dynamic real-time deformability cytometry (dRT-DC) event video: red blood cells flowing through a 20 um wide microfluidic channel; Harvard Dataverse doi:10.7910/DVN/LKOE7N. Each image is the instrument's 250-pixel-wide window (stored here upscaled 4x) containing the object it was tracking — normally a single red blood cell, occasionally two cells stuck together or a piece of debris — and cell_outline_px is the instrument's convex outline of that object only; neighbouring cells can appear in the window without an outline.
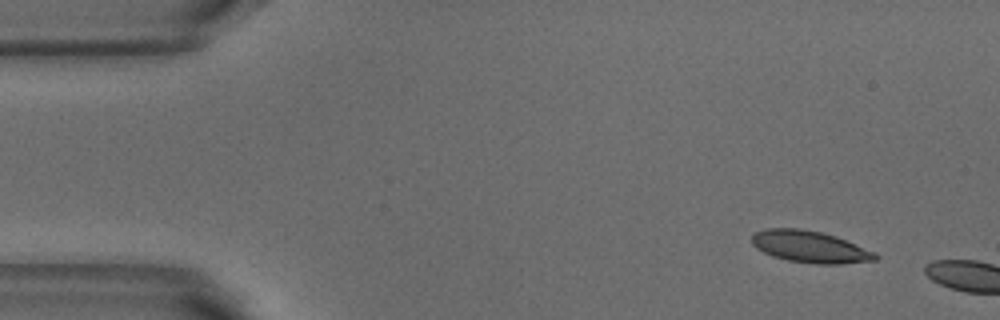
{"species": "common noctule bat (a hibernating species)", "species_latin": "Nyctalus noctula", "temperature_condition": "warm", "stored_images_in_passage": 6, "segment_of_instrument_passage": [1, 2], "camera_frame_rate_fps": 3000, "um_per_image_px": 0.085, "animal": {"sex": "male", "body_mass_g": 18.8}, "frame": {"image": 1, "passage_image": 1, "time_ms": 0.0, "image_size_px": [1000, 320], "cell_outline_px": [[880, 256], [876, 260], [840, 264], [816, 264], [788, 260], [772, 256], [756, 248], [752, 244], [752, 236], [756, 232], [768, 228], [800, 228], [820, 232], [836, 236], [876, 252]], "centroid_in_image_um": [68.87, 20.98], "position_along_channel_um": 16.1, "area_um2": 22.89}}